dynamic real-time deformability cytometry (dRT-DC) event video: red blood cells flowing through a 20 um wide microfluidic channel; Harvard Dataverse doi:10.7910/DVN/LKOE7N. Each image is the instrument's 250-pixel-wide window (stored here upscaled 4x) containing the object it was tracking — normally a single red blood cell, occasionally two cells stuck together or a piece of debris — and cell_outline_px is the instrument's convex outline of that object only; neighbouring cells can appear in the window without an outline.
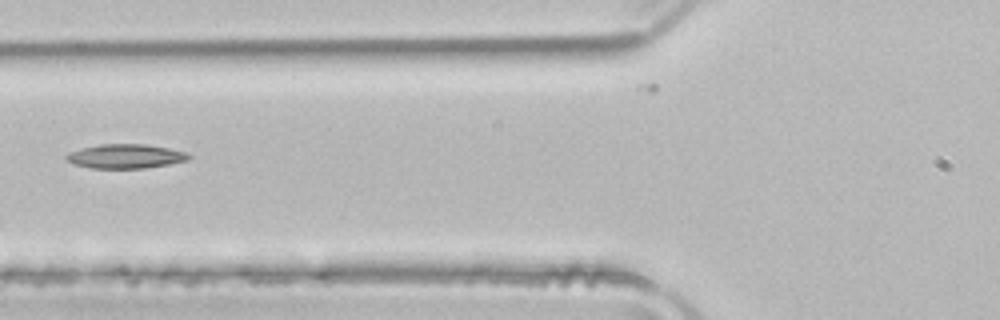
{"species": "common noctule bat (a hibernating species)", "species_latin": "Nyctalus noctula", "temperature_condition": "room temperature", "stored_images_in_passage": 26, "camera_frame_rate_fps": 3000, "um_per_image_px": 0.085, "animal": {"sex": "male", "body_mass_g": 21.5, "forearm_length_mm": 52.0}, "frame": {"image": 1, "passage_image": 2, "time_ms": 0.333, "image_size_px": [1000, 320], "cell_outline_px": [[192, 156], [188, 160], [168, 164], [144, 168], [92, 168], [72, 164], [64, 156], [68, 152], [80, 148], [100, 144], [144, 144], [168, 148], [188, 152]], "centroid_in_image_um": [10.65, 13.28], "position_along_channel_um": 115.1, "area_um2": 17.34}}
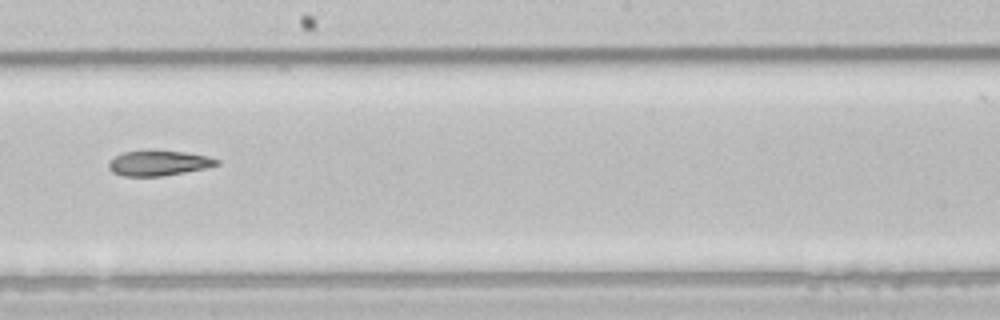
{"frame": {"image": 2, "passage_image": 11, "time_ms": 3.333, "image_size_px": [1000, 320], "cell_outline_px": [[220, 164], [204, 168], [184, 172], [160, 176], [124, 176], [112, 172], [108, 168], [108, 164], [116, 156], [124, 152], [184, 152], [208, 156], [220, 160]], "centroid_in_image_um": [13.5, 13.89], "position_along_channel_um": 234.7, "area_um2": 15.26}}
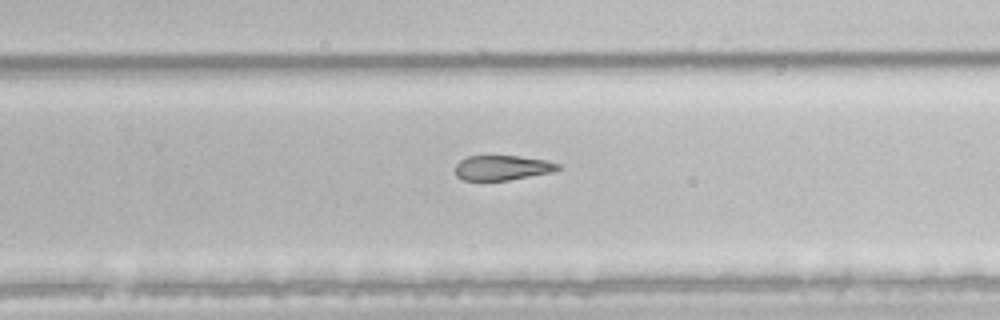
{"frame": {"image": 3, "passage_image": 15, "time_ms": 4.667, "image_size_px": [1000, 320], "cell_outline_px": [[560, 168], [552, 172], [508, 180], [464, 180], [456, 176], [456, 164], [460, 160], [468, 156], [520, 156], [544, 160], [560, 164]], "centroid_in_image_um": [42.68, 14.25], "position_along_channel_um": 287.1, "area_um2": 14.74}}